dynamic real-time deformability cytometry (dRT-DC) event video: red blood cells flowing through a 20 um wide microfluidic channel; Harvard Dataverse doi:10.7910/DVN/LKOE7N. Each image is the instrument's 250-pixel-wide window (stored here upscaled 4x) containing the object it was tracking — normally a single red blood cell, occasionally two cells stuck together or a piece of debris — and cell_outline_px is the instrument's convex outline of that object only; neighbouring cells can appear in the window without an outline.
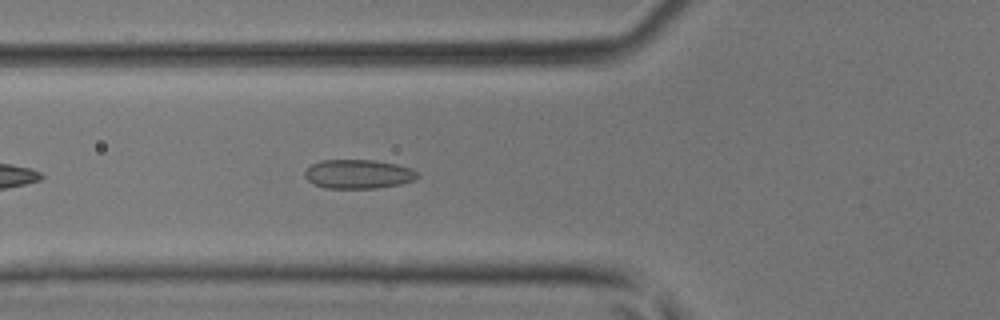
{"species": "common noctule bat (a hibernating species)", "species_latin": "Nyctalus noctula", "temperature_condition": "room temperature", "stored_images_in_passage": 32, "camera_frame_rate_fps": 3000, "um_per_image_px": 0.085, "animal": {"sex": "male", "body_mass_g": 17.9, "forearm_length_mm": 54.2}, "frame": {"image": 1, "passage_image": 5, "time_ms": 1.333, "image_size_px": [1000, 320], "cell_outline_px": [[420, 176], [416, 180], [400, 184], [376, 188], [324, 188], [308, 180], [304, 176], [304, 172], [312, 164], [320, 160], [372, 160], [396, 164], [412, 168], [420, 172]], "centroid_in_image_um": [30.51, 14.79], "position_along_channel_um": 95.3, "area_um2": 19.19}}
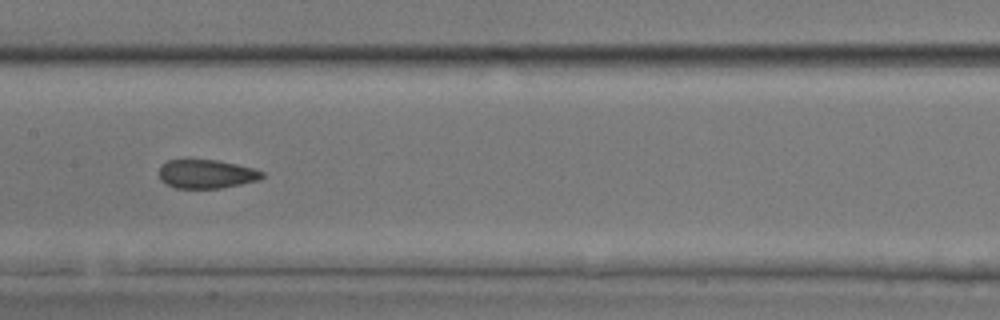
{"frame": {"image": 2, "passage_image": 11, "time_ms": 3.333, "image_size_px": [1000, 320], "cell_outline_px": [[264, 176], [260, 180], [220, 188], [176, 188], [160, 180], [160, 164], [168, 160], [184, 156], [216, 160], [236, 164], [252, 168], [264, 172]], "centroid_in_image_um": [17.49, 14.74], "position_along_channel_um": 189.9, "area_um2": 17.86}}
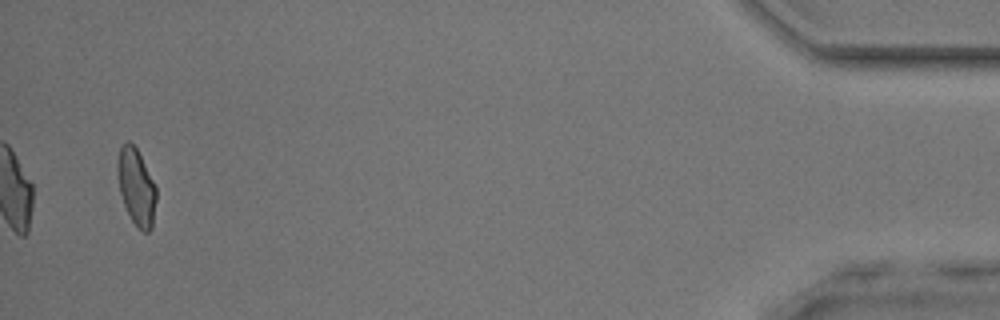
{"frame": {"image": 3, "passage_image": 31, "time_ms": 10.0, "image_size_px": [1000, 320], "cell_outline_px": [[156, 200], [152, 228], [148, 232], [144, 232], [132, 220], [124, 204], [120, 192], [116, 172], [116, 164], [120, 148], [128, 140], [136, 148], [156, 184]], "centroid_in_image_um": [11.59, 15.87], "position_along_channel_um": 423.6, "area_um2": 17.22}}